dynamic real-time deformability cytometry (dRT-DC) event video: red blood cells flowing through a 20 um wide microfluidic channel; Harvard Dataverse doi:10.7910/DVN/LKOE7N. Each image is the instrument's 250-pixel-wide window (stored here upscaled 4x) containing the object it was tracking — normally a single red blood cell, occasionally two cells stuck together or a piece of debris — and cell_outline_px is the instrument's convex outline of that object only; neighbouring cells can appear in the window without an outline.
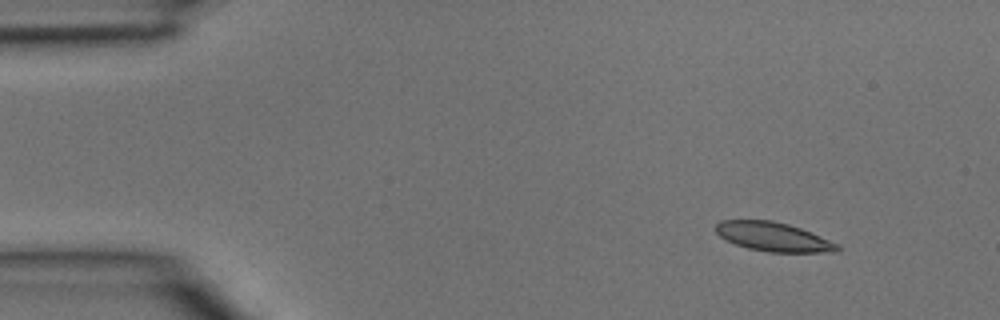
{"species": "common noctule bat (a hibernating species)", "species_latin": "Nyctalus noctula", "temperature_condition": "room temperature", "stored_images_in_passage": 4, "segment_of_instrument_passage": [1, 2], "camera_frame_rate_fps": 3000, "um_per_image_px": 0.085, "animal": {"sex": "male", "body_mass_g": 15.6}, "frame": {"image": 1, "passage_image": 1, "time_ms": 0.0, "image_size_px": [1000, 320], "cell_outline_px": [[840, 252], [768, 252], [748, 248], [736, 244], [720, 236], [716, 232], [716, 224], [720, 220], [772, 220], [788, 224], [800, 228], [840, 244]], "centroid_in_image_um": [65.76, 20.13], "position_along_channel_um": 19.2, "area_um2": 20.52}}